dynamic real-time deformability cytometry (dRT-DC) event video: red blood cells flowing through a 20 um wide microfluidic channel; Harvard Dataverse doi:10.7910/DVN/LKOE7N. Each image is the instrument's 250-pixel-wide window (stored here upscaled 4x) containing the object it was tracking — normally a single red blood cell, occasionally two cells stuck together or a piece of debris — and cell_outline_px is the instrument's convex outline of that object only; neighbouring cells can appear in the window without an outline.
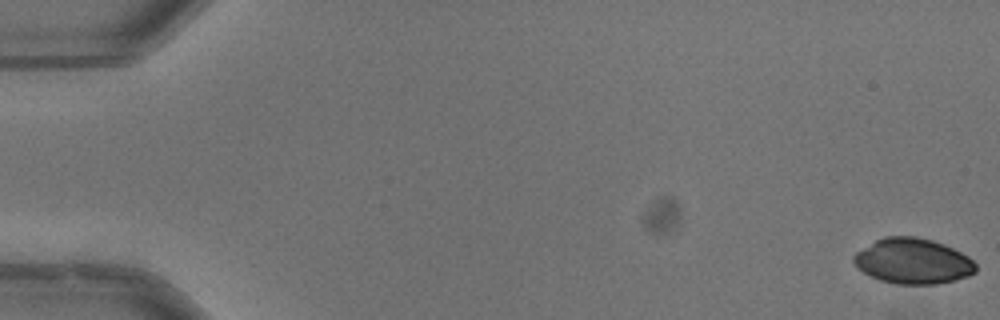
{"species": "common noctule bat (a hibernating species)", "species_latin": "Nyctalus noctula", "temperature_condition": "warm", "stored_images_in_passage": 53, "camera_frame_rate_fps": 3000, "um_per_image_px": 0.085, "animal": {"sex": "male", "body_mass_g": 13.3}, "frame": {"image": 1, "passage_image": 1, "time_ms": 0.0, "image_size_px": [1000, 320], "cell_outline_px": [[976, 272], [968, 276], [936, 284], [896, 284], [880, 280], [864, 272], [852, 260], [852, 256], [856, 252], [876, 240], [884, 236], [912, 236], [932, 240], [944, 244], [968, 256], [976, 264]], "centroid_in_image_um": [77.6, 22.19], "position_along_channel_um": 7.4, "area_um2": 32.08}}